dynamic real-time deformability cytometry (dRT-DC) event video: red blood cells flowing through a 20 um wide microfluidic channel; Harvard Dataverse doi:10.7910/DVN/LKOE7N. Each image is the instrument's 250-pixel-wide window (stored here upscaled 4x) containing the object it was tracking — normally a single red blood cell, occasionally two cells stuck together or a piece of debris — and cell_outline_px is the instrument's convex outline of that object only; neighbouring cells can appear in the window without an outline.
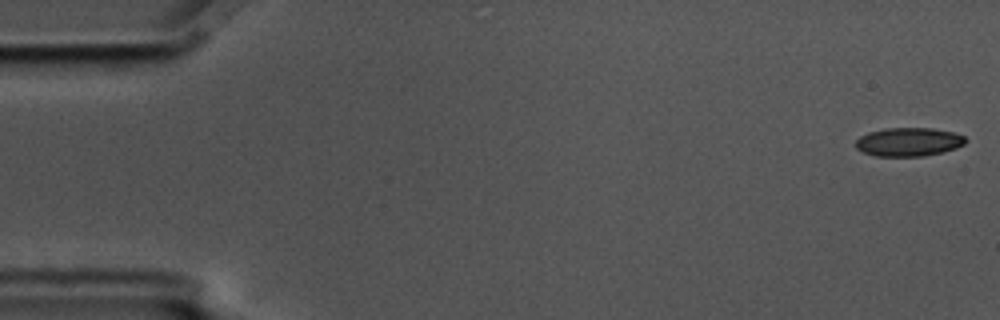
{"species": "common noctule bat (a hibernating species)", "species_latin": "Nyctalus noctula", "temperature_condition": "cold", "stored_images_in_passage": 3, "camera_frame_rate_fps": 3000, "um_per_image_px": 0.085, "animal": {"sex": "male", "body_mass_g": 17.5, "forearm_length_mm": 52.3}, "frame": {"image": 1, "passage_image": 1, "time_ms": 0.0, "image_size_px": [1000, 320], "cell_outline_px": [[968, 140], [964, 144], [956, 148], [924, 156], [876, 156], [864, 152], [856, 148], [856, 140], [860, 136], [868, 132], [884, 128], [932, 128], [952, 132], [964, 136]], "centroid_in_image_um": [77.23, 12.05], "position_along_channel_um": 7.8, "area_um2": 18.26}}